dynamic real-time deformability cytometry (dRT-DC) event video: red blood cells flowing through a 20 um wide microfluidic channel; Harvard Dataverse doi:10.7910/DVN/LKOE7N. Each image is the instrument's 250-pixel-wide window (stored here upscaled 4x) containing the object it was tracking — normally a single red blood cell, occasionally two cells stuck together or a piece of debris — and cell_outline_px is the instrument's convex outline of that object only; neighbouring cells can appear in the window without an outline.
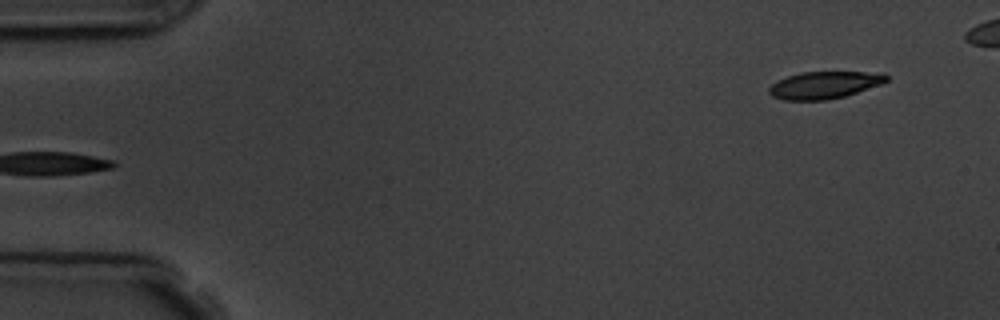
{"species": "common noctule bat (a hibernating species)", "species_latin": "Nyctalus noctula", "temperature_condition": "room temperature", "stored_images_in_passage": 5, "segment_of_instrument_passage": [2, 2], "camera_frame_rate_fps": 3000, "um_per_image_px": 0.085, "animal": {"sex": "male", "body_mass_g": 19.5, "forearm_length_mm": 54.6}, "frame": {"image": 1, "passage_image": 5, "time_ms": 6.0, "image_size_px": [1000, 320], "cell_outline_px": [[888, 80], [880, 84], [844, 96], [828, 100], [784, 100], [772, 96], [768, 92], [768, 88], [776, 80], [800, 72], [884, 72], [888, 76]], "centroid_in_image_um": [70.05, 7.22], "position_along_channel_um": 15.0, "area_um2": 18.61}}